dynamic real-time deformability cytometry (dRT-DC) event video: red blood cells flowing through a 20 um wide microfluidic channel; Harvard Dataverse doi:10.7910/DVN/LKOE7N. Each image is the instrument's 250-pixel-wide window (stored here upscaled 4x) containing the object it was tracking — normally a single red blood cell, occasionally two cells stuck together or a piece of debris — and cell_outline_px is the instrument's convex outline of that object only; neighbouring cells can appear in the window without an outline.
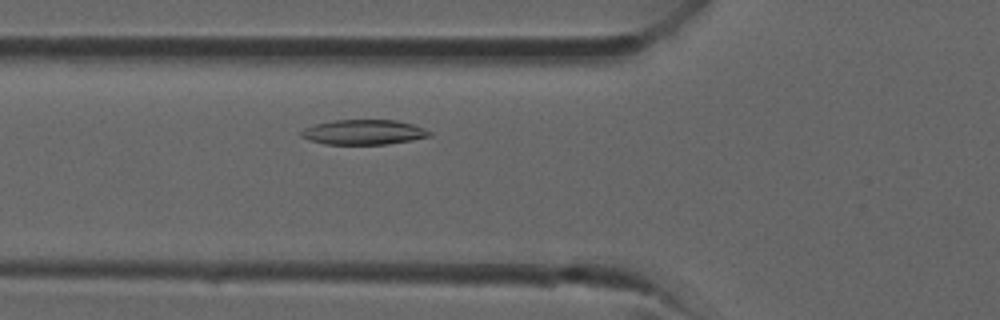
{"species": "common noctule bat (a hibernating species)", "species_latin": "Nyctalus noctula", "temperature_condition": "room temperature", "stored_images_in_passage": 31, "camera_frame_rate_fps": 3000, "um_per_image_px": 0.085, "animal": {"sex": "male", "forearm_length_mm": 52.5}, "frame": {"image": 1, "passage_image": 8, "time_ms": 2.333, "image_size_px": [1000, 320], "cell_outline_px": [[432, 136], [412, 140], [384, 144], [324, 144], [308, 140], [300, 136], [300, 132], [304, 128], [316, 124], [336, 120], [396, 120], [412, 124], [424, 128], [432, 132]], "centroid_in_image_um": [30.91, 11.23], "position_along_channel_um": 94.9, "area_um2": 18.61}}
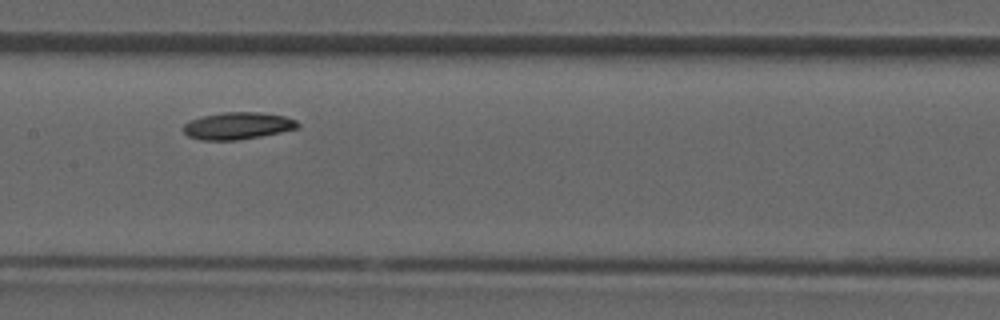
{"frame": {"image": 2, "passage_image": 13, "time_ms": 4.0, "image_size_px": [1000, 320], "cell_outline_px": [[300, 128], [260, 136], [236, 140], [200, 140], [188, 136], [184, 132], [184, 124], [192, 120], [204, 116], [220, 112], [260, 112], [284, 116], [296, 120], [300, 124]], "centroid_in_image_um": [20.23, 10.69], "position_along_channel_um": 187.2, "area_um2": 17.98}}
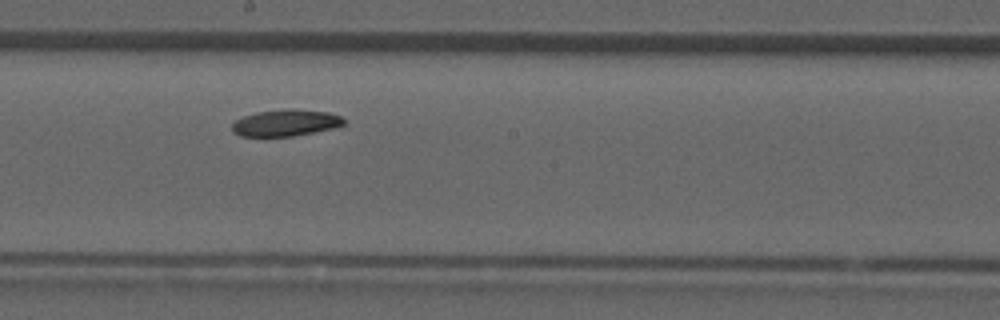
{"frame": {"image": 3, "passage_image": 15, "time_ms": 4.667, "image_size_px": [1000, 320], "cell_outline_px": [[344, 124], [336, 128], [292, 136], [240, 136], [232, 132], [232, 124], [236, 120], [244, 116], [256, 112], [288, 108], [292, 108], [328, 112], [340, 116], [344, 120]], "centroid_in_image_um": [24.28, 10.43], "position_along_channel_um": 223.9, "area_um2": 17.4}}